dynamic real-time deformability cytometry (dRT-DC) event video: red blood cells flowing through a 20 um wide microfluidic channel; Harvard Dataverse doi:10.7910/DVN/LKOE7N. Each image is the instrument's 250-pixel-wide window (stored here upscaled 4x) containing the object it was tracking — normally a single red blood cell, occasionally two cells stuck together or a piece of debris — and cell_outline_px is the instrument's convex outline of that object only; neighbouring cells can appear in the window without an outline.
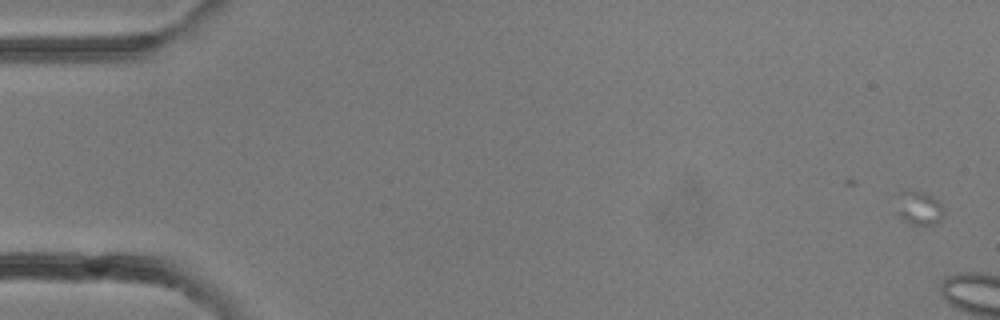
{"species": "common noctule bat (a hibernating species)", "species_latin": "Nyctalus noctula", "temperature_condition": "room temperature", "stored_images_in_passage": 6, "camera_frame_rate_fps": 3000, "um_per_image_px": 0.085, "animal": {"sex": "female"}, "frame": {"image": 1, "passage_image": 2, "time_ms": 0.333, "image_size_px": [1000, 320], "cell_outline_px": [[944, 216], [936, 224], [924, 228], [912, 224], [904, 220], [892, 212], [892, 196], [908, 188], [912, 188], [924, 192], [932, 196], [940, 204], [944, 212]], "centroid_in_image_um": [77.96, 17.67], "position_along_channel_um": 7.0, "area_um2": 10.58}}